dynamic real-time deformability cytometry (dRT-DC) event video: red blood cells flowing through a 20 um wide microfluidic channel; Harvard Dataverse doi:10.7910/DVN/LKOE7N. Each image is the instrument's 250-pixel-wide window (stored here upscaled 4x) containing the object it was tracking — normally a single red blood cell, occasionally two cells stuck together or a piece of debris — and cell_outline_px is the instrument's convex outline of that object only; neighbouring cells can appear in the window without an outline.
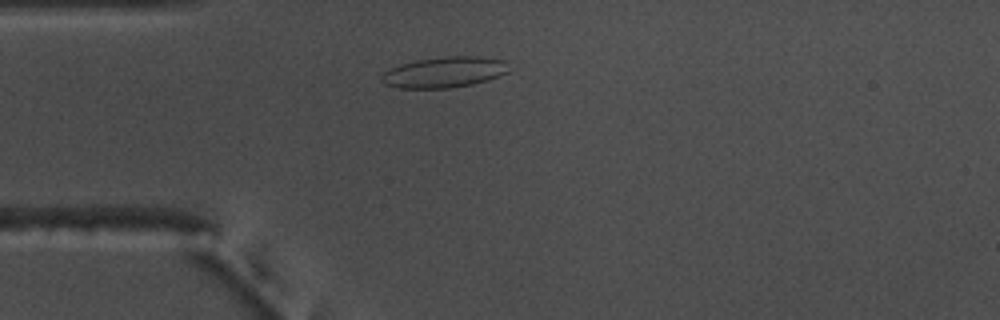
{"species": "common noctule bat (a hibernating species)", "species_latin": "Nyctalus noctula", "temperature_condition": "warm", "stored_images_in_passage": 21, "camera_frame_rate_fps": 3000, "um_per_image_px": 0.085, "animal": {"sex": "male", "body_mass_g": 17.5, "forearm_length_mm": 52.3}, "frame": {"image": 1, "passage_image": 10, "time_ms": 3.0, "image_size_px": [1000, 320], "cell_outline_px": [[508, 72], [488, 80], [472, 84], [448, 88], [400, 88], [384, 84], [380, 80], [380, 76], [384, 72], [400, 64], [416, 60], [448, 56], [476, 56], [504, 60]], "centroid_in_image_um": [37.73, 6.14], "position_along_channel_um": 47.3, "area_um2": 22.66}}
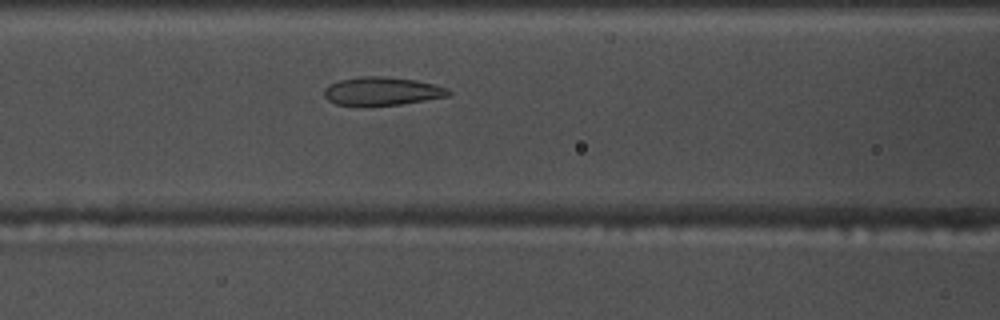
{"frame": {"image": 2, "passage_image": 18, "time_ms": 5.667, "image_size_px": [1000, 320], "cell_outline_px": [[452, 96], [400, 104], [368, 108], [360, 108], [336, 104], [328, 100], [324, 96], [324, 88], [340, 80], [360, 76], [384, 76], [416, 80], [432, 84], [444, 88], [452, 92]], "centroid_in_image_um": [32.43, 7.79], "position_along_channel_um": 134.2, "area_um2": 21.1}}
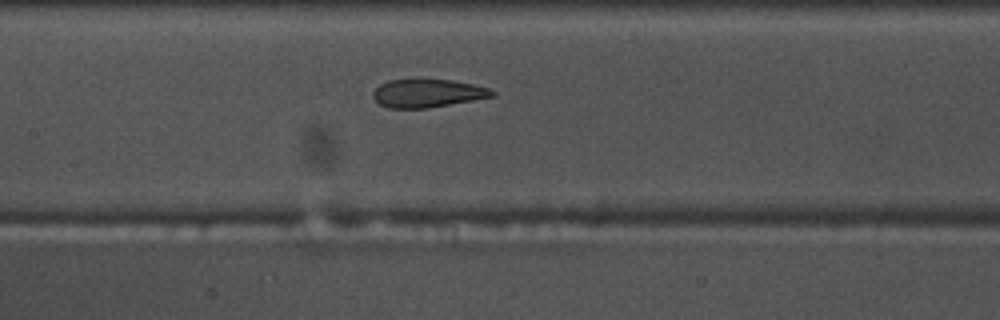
{"frame": {"image": 3, "passage_image": 21, "time_ms": 6.667, "image_size_px": [1000, 320], "cell_outline_px": [[496, 96], [428, 108], [388, 108], [380, 104], [372, 96], [372, 92], [380, 84], [388, 80], [452, 80], [472, 84], [488, 88], [496, 92]], "centroid_in_image_um": [36.34, 7.93], "position_along_channel_um": 171.1, "area_um2": 19.42}}